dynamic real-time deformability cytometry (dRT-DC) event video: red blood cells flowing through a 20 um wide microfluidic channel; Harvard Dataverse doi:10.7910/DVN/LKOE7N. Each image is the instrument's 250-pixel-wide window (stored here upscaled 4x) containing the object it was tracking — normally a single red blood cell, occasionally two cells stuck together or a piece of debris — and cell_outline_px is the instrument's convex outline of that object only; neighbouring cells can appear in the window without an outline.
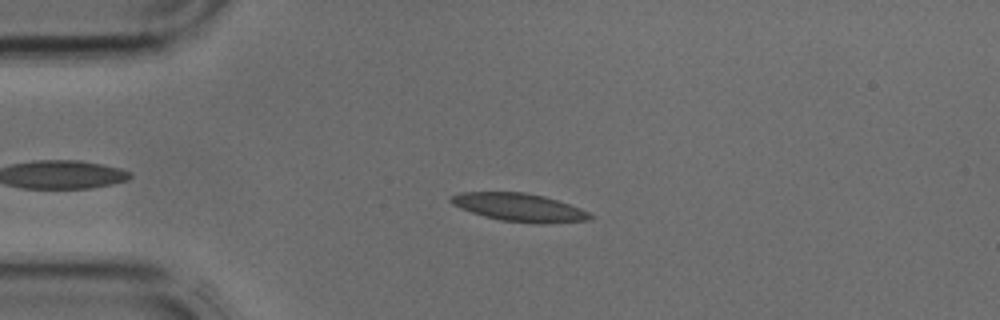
{"species": "common noctule bat (a hibernating species)", "species_latin": "Nyctalus noctula", "temperature_condition": "cold", "stored_images_in_passage": 39, "camera_frame_rate_fps": 3000, "um_per_image_px": 0.085, "animal": {"sex": "male", "body_mass_g": 17.9, "forearm_length_mm": 54.2}, "frame": {"image": 1, "passage_image": 7, "time_ms": 2.0, "image_size_px": [1000, 320], "cell_outline_px": [[596, 216], [592, 220], [540, 224], [500, 220], [484, 216], [460, 208], [452, 204], [448, 200], [448, 196], [460, 192], [524, 192], [544, 196], [580, 208]], "centroid_in_image_um": [44.13, 17.63], "position_along_channel_um": 40.9, "area_um2": 22.89}}
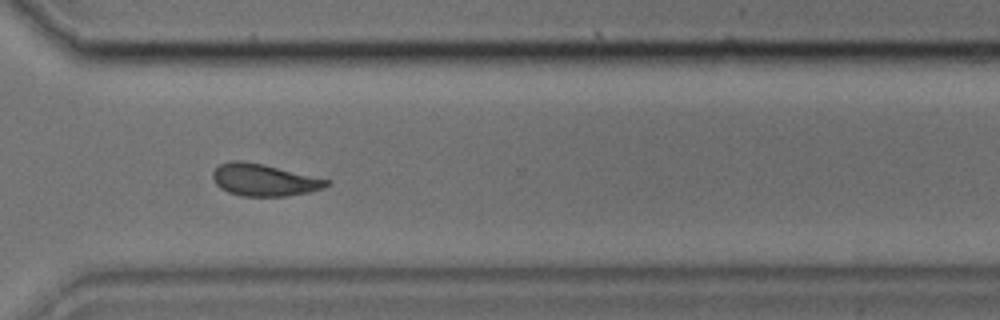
{"frame": {"image": 2, "passage_image": 28, "time_ms": 9.0, "image_size_px": [1000, 320], "cell_outline_px": [[332, 184], [324, 188], [308, 192], [288, 196], [240, 196], [228, 192], [220, 188], [216, 184], [212, 176], [212, 172], [220, 164], [232, 160], [240, 160], [264, 164], [332, 180]], "centroid_in_image_um": [22.47, 15.29], "position_along_channel_um": 348.1, "area_um2": 21.5}}
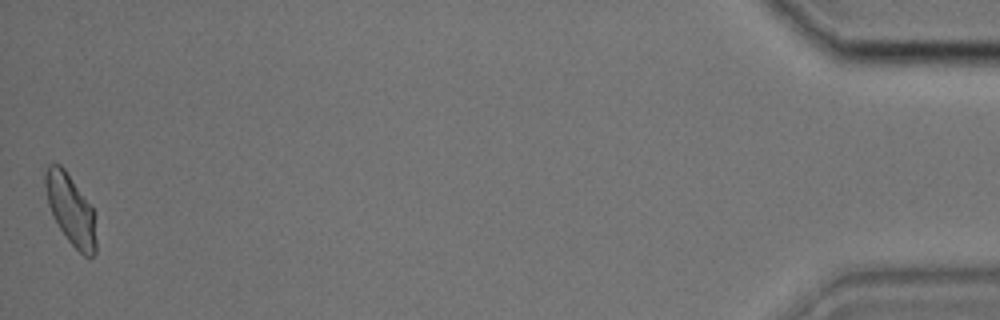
{"frame": {"image": 3, "passage_image": 39, "time_ms": 12.667, "image_size_px": [1000, 320], "cell_outline_px": [[96, 252], [92, 256], [84, 256], [68, 240], [52, 216], [48, 204], [44, 184], [44, 172], [48, 164], [60, 164], [64, 168], [92, 208], [96, 240]], "centroid_in_image_um": [5.97, 17.8], "position_along_channel_um": 429.2, "area_um2": 20.46}}